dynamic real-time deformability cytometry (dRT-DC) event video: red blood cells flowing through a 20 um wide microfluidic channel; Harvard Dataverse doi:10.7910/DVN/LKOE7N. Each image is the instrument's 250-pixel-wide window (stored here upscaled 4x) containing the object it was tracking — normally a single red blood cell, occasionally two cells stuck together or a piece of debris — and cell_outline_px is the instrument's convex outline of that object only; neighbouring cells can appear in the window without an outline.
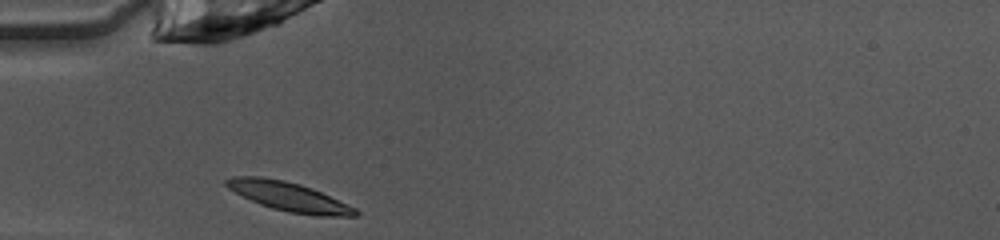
{"species": "common noctule bat (a hibernating species)", "species_latin": "Nyctalus noctula", "temperature_condition": "warm", "stored_images_in_passage": 29, "camera_frame_rate_fps": 3000, "um_per_image_px": 0.085, "animal": {"sex": "female", "body_mass_g": 10.0, "forearm_length_mm": 53.1}, "frame": {"image": 1, "passage_image": 1, "time_ms": 0.0, "image_size_px": [1000, 240], "cell_outline_px": [[360, 212], [356, 216], [316, 216], [288, 212], [272, 208], [260, 204], [228, 188], [224, 184], [224, 180], [232, 176], [260, 176], [284, 180], [300, 184], [312, 188], [356, 208]], "centroid_in_image_um": [24.56, 16.71], "position_along_channel_um": 60.4, "area_um2": 21.79}}
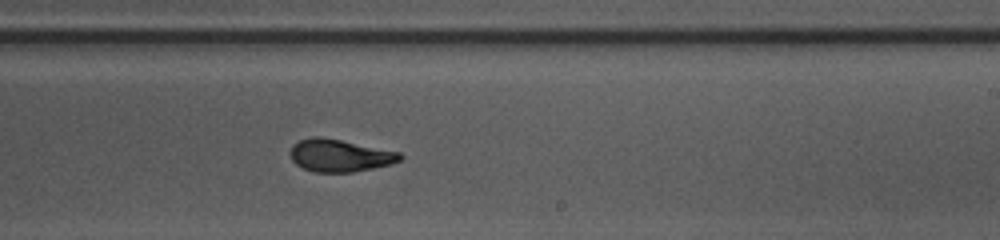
{"frame": {"image": 2, "passage_image": 16, "time_ms": 5.0, "image_size_px": [1000, 240], "cell_outline_px": [[404, 156], [400, 160], [392, 164], [352, 172], [316, 172], [304, 168], [296, 164], [292, 160], [292, 144], [300, 140], [312, 136], [316, 136], [340, 140], [400, 152]], "centroid_in_image_um": [28.9, 13.22], "position_along_channel_um": 260.1, "area_um2": 20.46}}
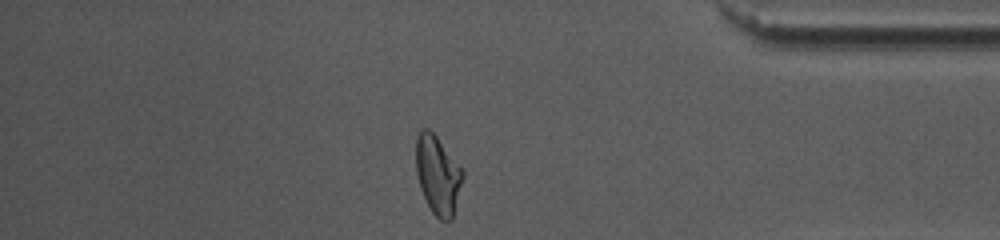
{"frame": {"image": 3, "passage_image": 28, "time_ms": 9.0, "image_size_px": [1000, 240], "cell_outline_px": [[464, 176], [452, 220], [440, 220], [432, 212], [420, 188], [416, 172], [416, 136], [424, 128], [428, 128], [436, 136], [464, 168]], "centroid_in_image_um": [37.23, 14.86], "position_along_channel_um": 398.0, "area_um2": 21.56}, "authors_computed_cell_mechanics": {"area_um2": 20.9814, "velocity_mm_per_s": 4.0484, "shape_relaxation_time_tau1_ms": 9.0288, "shape_relaxation_time_tau2_ms": 1.4369, "deformation_change_tau1": 0.2673, "deformation_change_tau2": 0.0542}}